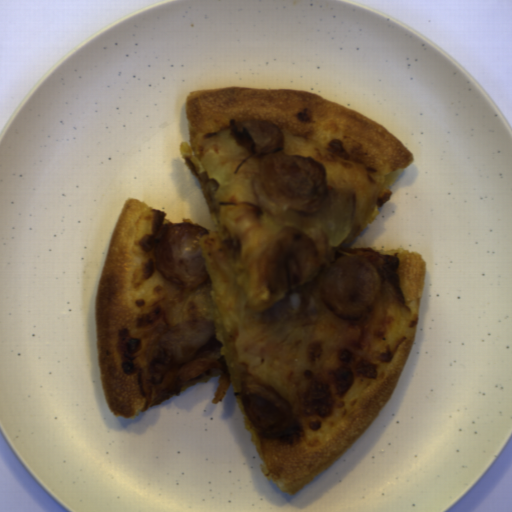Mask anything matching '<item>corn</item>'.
Here are the masks:
<instances>
[{
	"mask_svg": "<svg viewBox=\"0 0 512 512\" xmlns=\"http://www.w3.org/2000/svg\"><path fill=\"white\" fill-rule=\"evenodd\" d=\"M378 214H379V211H378V209L376 207V208L373 209L371 215L366 220V224H371L372 222H374L376 220Z\"/></svg>",
	"mask_w": 512,
	"mask_h": 512,
	"instance_id": "1",
	"label": "corn"
}]
</instances>
